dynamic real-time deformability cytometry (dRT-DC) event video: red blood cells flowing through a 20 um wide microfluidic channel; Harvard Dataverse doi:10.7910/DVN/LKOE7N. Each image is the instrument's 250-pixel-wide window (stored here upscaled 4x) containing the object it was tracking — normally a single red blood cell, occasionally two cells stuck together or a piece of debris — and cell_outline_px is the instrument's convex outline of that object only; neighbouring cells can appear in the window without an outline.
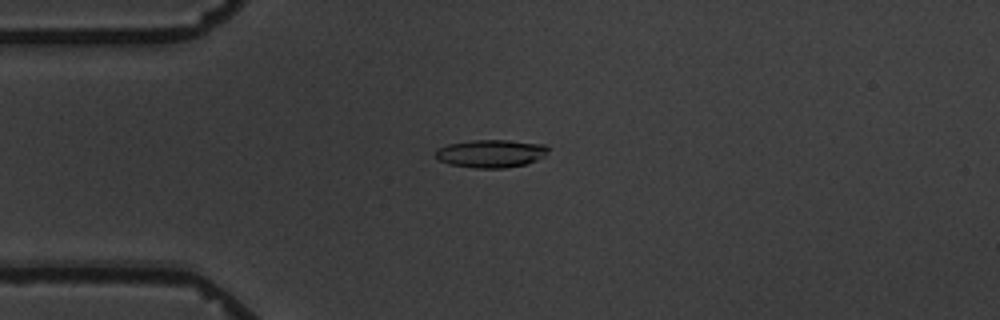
{"species": "common noctule bat (a hibernating species)", "species_latin": "Nyctalus noctula", "temperature_condition": "warm", "stored_images_in_passage": 5, "camera_frame_rate_fps": 3000, "um_per_image_px": 0.085, "animal": {"sex": "male", "body_mass_g": 19.5, "forearm_length_mm": 54.6}, "frame": {"image": 1, "passage_image": 3, "time_ms": 4.0, "image_size_px": [1000, 320], "cell_outline_px": [[552, 148], [544, 156], [536, 160], [524, 164], [504, 168], [476, 168], [448, 164], [432, 156], [436, 148], [448, 144], [472, 140], [508, 140], [544, 144]], "centroid_in_image_um": [41.7, 13.04], "position_along_channel_um": 43.3, "area_um2": 18.55}}
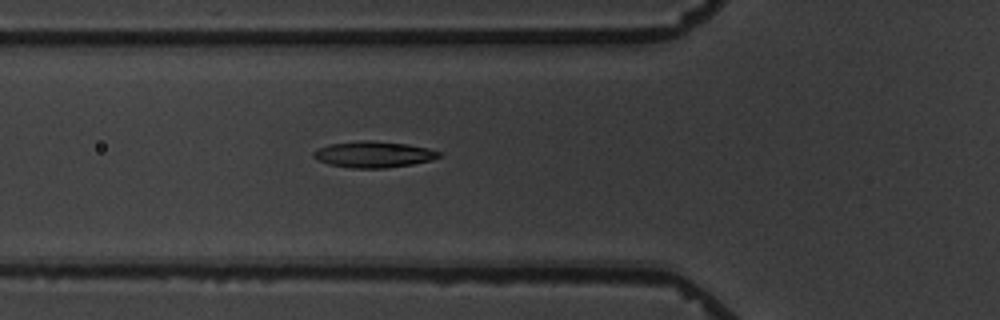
{"frame": {"image": 2, "passage_image": 5, "time_ms": 6.0, "image_size_px": [1000, 320], "cell_outline_px": [[440, 156], [432, 160], [412, 164], [384, 168], [352, 168], [328, 164], [316, 160], [312, 156], [312, 152], [316, 148], [328, 144], [360, 140], [368, 140], [408, 144], [428, 148], [440, 152]], "centroid_in_image_um": [31.69, 13.12], "position_along_channel_um": 94.1, "area_um2": 19.31}}